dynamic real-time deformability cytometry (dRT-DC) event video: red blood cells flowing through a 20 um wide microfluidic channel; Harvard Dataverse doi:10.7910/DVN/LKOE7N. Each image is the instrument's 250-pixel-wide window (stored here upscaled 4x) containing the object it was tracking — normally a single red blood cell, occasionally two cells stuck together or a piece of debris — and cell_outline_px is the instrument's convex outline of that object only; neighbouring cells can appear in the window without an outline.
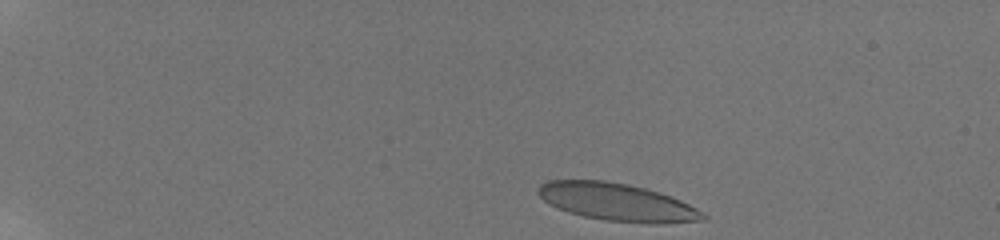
{"species": "human", "species_latin": "Homo sapiens", "temperature_condition": "room temperature", "stored_images_in_passage": 52, "camera_frame_rate_fps": 3000, "um_per_image_px": 0.085, "donor": {"sex": "male"}, "frame": {"image": 1, "passage_image": 1, "time_ms": 0.0, "image_size_px": [1000, 240], "cell_outline_px": [[708, 220], [668, 224], [652, 224], [604, 220], [584, 216], [568, 212], [548, 204], [536, 192], [536, 188], [540, 184], [548, 180], [604, 180], [628, 184], [648, 188], [672, 196], [704, 212], [708, 216]], "centroid_in_image_um": [52.5, 17.18], "position_along_channel_um": 32.5, "area_um2": 36.7}}
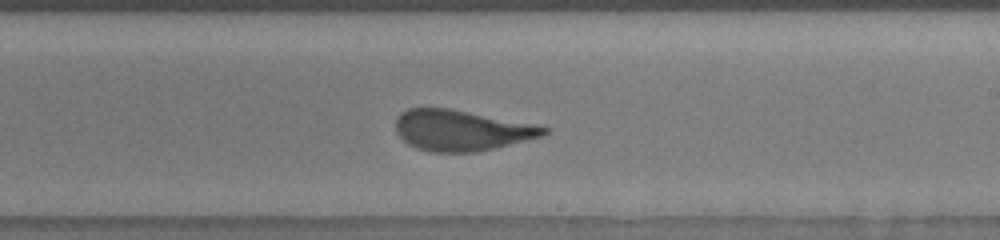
{"frame": {"image": 2, "passage_image": 32, "time_ms": 8.667, "image_size_px": [1000, 240], "cell_outline_px": [[552, 128], [544, 136], [476, 152], [432, 152], [416, 148], [408, 144], [396, 132], [396, 120], [400, 112], [408, 108], [448, 108], [532, 124]], "centroid_in_image_um": [39.2, 11.08], "position_along_channel_um": 249.8, "area_um2": 34.91}}
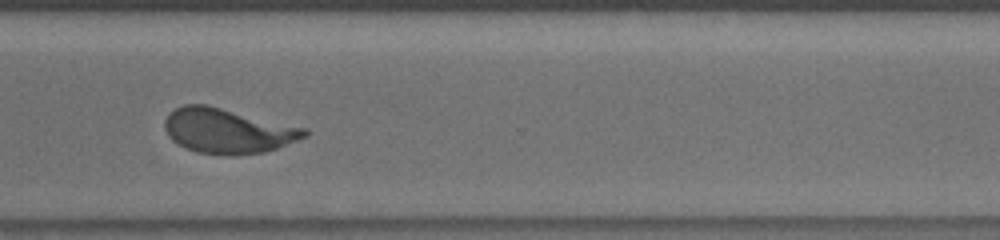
{"frame": {"image": 3, "passage_image": 42, "time_ms": 11.333, "image_size_px": [1000, 240], "cell_outline_px": [[308, 136], [276, 148], [264, 152], [232, 156], [220, 156], [196, 152], [172, 140], [168, 136], [164, 128], [164, 120], [168, 112], [184, 104], [208, 104], [308, 128]], "centroid_in_image_um": [19.35, 11.11], "position_along_channel_um": 351.2, "area_um2": 37.11}, "authors_computed_cell_mechanics": {"area_um2": 35.9516, "velocity_mm_per_s": 3.8009, "shape_relaxation_time_tau1_ms": 7.4786, "shape_relaxation_time_tau2_ms": null, "deformation_change_tau1": 0.2262, "deformation_change_tau2": null}}